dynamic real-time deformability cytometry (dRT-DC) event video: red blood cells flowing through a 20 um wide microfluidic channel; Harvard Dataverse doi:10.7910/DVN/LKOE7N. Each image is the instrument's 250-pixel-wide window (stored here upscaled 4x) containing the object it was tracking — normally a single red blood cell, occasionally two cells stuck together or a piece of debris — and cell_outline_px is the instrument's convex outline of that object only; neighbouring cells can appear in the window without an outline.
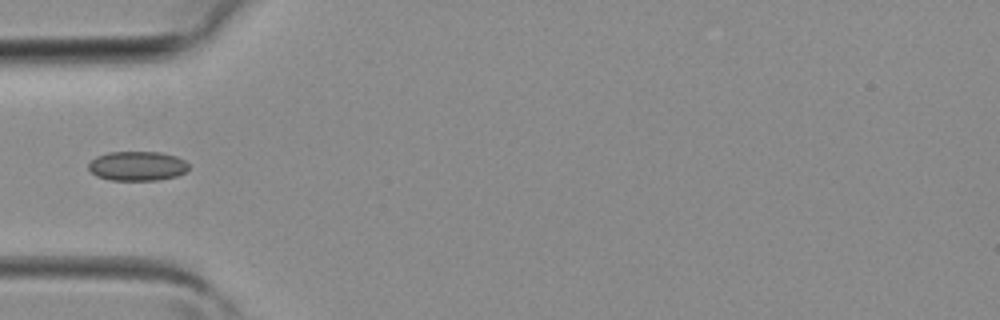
{"species": "common noctule bat (a hibernating species)", "species_latin": "Nyctalus noctula", "temperature_condition": "room temperature", "stored_images_in_passage": 3, "camera_frame_rate_fps": 3000, "um_per_image_px": 0.085, "animal": {"sex": "female", "body_mass_g": 19.3, "forearm_length_mm": 54.1}, "frame": {"image": 1, "passage_image": 3, "time_ms": 0.667, "image_size_px": [1000, 320], "cell_outline_px": [[188, 168], [184, 172], [176, 176], [160, 180], [112, 180], [96, 176], [88, 168], [88, 164], [96, 156], [108, 152], [160, 152], [176, 156], [184, 160], [188, 164]], "centroid_in_image_um": [11.66, 14.11], "position_along_channel_um": 73.3, "area_um2": 17.17}}